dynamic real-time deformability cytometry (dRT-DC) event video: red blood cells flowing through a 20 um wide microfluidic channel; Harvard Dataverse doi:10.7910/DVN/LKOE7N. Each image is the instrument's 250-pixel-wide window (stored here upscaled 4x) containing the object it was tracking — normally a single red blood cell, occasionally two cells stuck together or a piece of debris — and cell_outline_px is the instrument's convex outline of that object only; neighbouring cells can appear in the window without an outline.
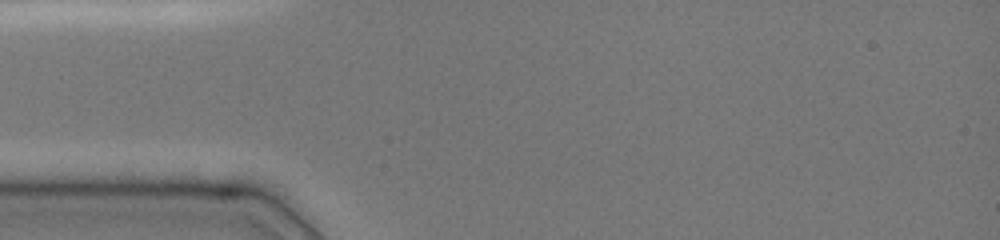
{"species": "common noctule bat (a hibernating species)", "species_latin": "Nyctalus noctula", "temperature_condition": "cold", "stored_images_in_passage": 2, "camera_frame_rate_fps": 3000, "um_per_image_px": 0.085, "animal": {"sex": "female", "body_mass_g": 19.0, "forearm_length_mm": 51.5}, "frame": {"image": 1, "passage_image": 1, "time_ms": 0.0, "image_size_px": [1000, 240], "cell_outline_px": [[248, 192], [236, 196], [220, 196], [96, 188], [128, 180], [196, 180], [240, 184]], "centroid_in_image_um": [15.37, 15.91], "position_along_channel_um": 69.6, "area_um2": 11.79}}